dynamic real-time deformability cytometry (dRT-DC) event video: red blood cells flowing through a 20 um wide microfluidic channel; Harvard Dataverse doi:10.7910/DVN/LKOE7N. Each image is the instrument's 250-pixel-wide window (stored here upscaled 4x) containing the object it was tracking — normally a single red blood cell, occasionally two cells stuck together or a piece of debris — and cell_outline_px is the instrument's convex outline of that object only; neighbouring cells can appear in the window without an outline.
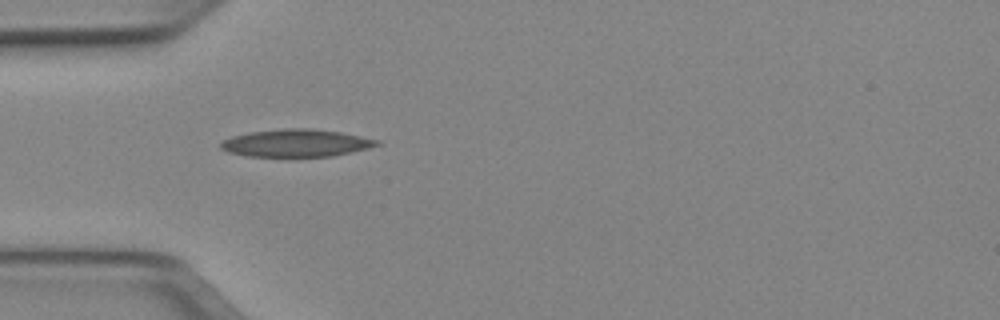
{"species": "Egyptian fruit bat (a non-hibernating species)", "species_latin": "Rousettus aegyptiacus", "temperature_condition": "cold", "stored_images_in_passage": 36, "camera_frame_rate_fps": 3000, "um_per_image_px": 0.085, "animal": {"sex": "female"}, "frame": {"image": 1, "passage_image": 1, "time_ms": 0.0, "image_size_px": [1000, 320], "cell_outline_px": [[380, 144], [368, 148], [332, 156], [248, 156], [228, 152], [220, 148], [220, 144], [224, 140], [232, 136], [252, 132], [284, 128], [312, 128], [340, 132], [380, 140]], "centroid_in_image_um": [25.18, 12.15], "position_along_channel_um": 59.8, "area_um2": 24.8}}
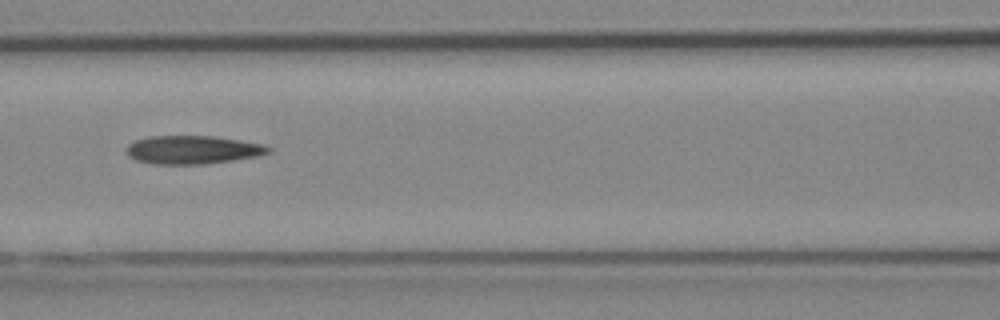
{"frame": {"image": 2, "passage_image": 8, "time_ms": 2.333, "image_size_px": [1000, 320], "cell_outline_px": [[272, 148], [268, 152], [256, 156], [232, 160], [204, 164], [152, 164], [136, 160], [128, 156], [128, 144], [136, 140], [148, 136], [212, 136], [240, 140], [264, 144]], "centroid_in_image_um": [16.36, 12.73], "position_along_channel_um": 150.2, "area_um2": 23.29}}
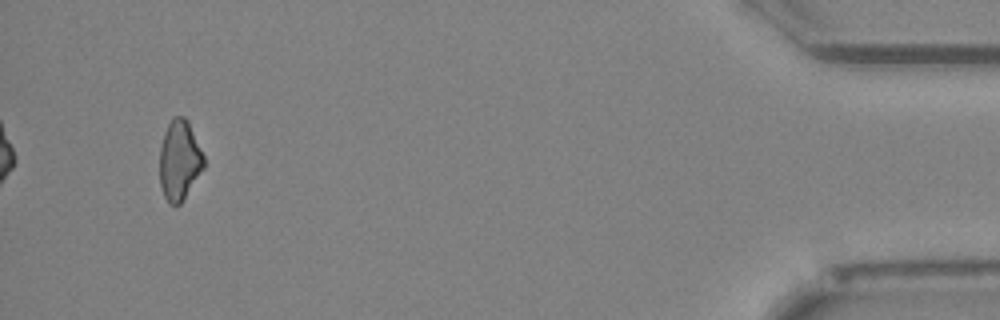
{"frame": {"image": 3, "passage_image": 34, "time_ms": 11.0, "image_size_px": [1000, 320], "cell_outline_px": [[204, 168], [180, 204], [176, 208], [168, 204], [164, 196], [160, 184], [160, 148], [164, 132], [168, 124], [176, 116], [184, 116], [188, 120], [204, 156]], "centroid_in_image_um": [15.25, 13.65], "position_along_channel_um": 420.0, "area_um2": 20.63}}